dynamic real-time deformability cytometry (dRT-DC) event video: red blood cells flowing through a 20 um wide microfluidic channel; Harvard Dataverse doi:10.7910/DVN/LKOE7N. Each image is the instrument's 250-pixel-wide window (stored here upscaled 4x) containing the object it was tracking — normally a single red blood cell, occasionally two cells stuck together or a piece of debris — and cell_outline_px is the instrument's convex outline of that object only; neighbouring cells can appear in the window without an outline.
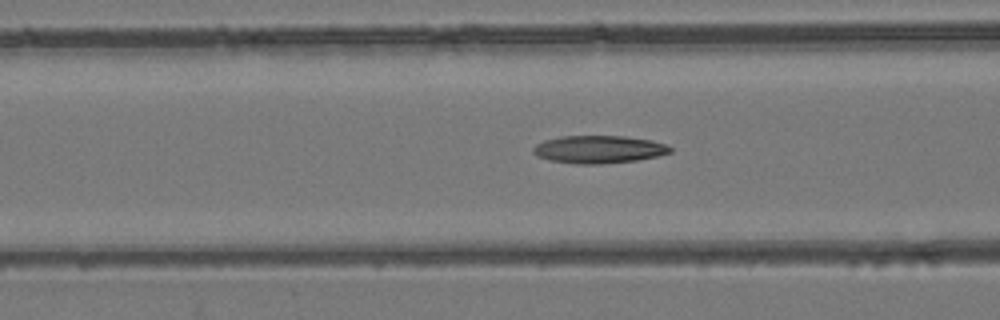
{"species": "common noctule bat (a hibernating species)", "species_latin": "Nyctalus noctula", "temperature_condition": "room temperature", "stored_images_in_passage": 37, "camera_frame_rate_fps": 3000, "um_per_image_px": 0.085, "animal": {"sex": "female", "body_mass_g": 24.6, "forearm_length_mm": 56.2}, "frame": {"image": 1, "passage_image": 9, "time_ms": 2.667, "image_size_px": [1000, 320], "cell_outline_px": [[672, 152], [656, 156], [636, 160], [600, 164], [576, 164], [552, 160], [536, 156], [532, 152], [532, 148], [536, 144], [544, 140], [560, 136], [624, 136], [652, 140], [664, 144], [672, 148]], "centroid_in_image_um": [50.87, 12.69], "position_along_channel_um": 115.7, "area_um2": 22.08}}
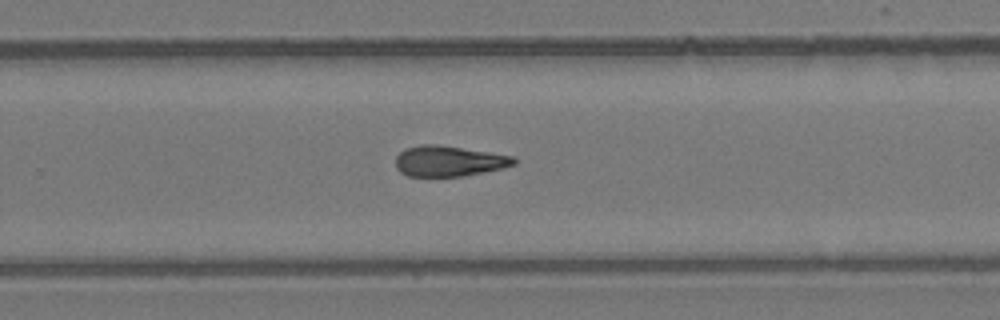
{"frame": {"image": 2, "passage_image": 21, "time_ms": 6.667, "image_size_px": [1000, 320], "cell_outline_px": [[516, 164], [504, 168], [484, 172], [460, 176], [408, 176], [400, 172], [396, 168], [396, 156], [404, 148], [420, 144], [436, 144], [516, 156]], "centroid_in_image_um": [38.16, 13.68], "position_along_channel_um": 291.6, "area_um2": 21.21}}
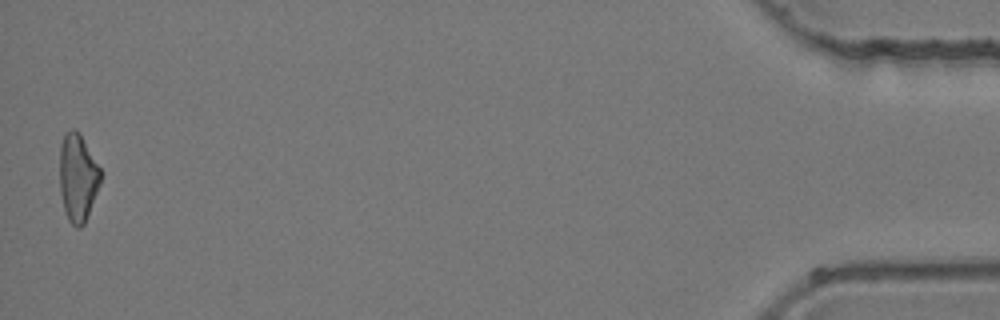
{"frame": {"image": 3, "passage_image": 37, "time_ms": 12.0, "image_size_px": [1000, 320], "cell_outline_px": [[100, 184], [84, 224], [80, 228], [76, 228], [68, 220], [64, 208], [60, 192], [60, 144], [64, 136], [72, 128], [80, 136], [100, 168]], "centroid_in_image_um": [6.59, 15.15], "position_along_channel_um": 428.6, "area_um2": 20.35}}